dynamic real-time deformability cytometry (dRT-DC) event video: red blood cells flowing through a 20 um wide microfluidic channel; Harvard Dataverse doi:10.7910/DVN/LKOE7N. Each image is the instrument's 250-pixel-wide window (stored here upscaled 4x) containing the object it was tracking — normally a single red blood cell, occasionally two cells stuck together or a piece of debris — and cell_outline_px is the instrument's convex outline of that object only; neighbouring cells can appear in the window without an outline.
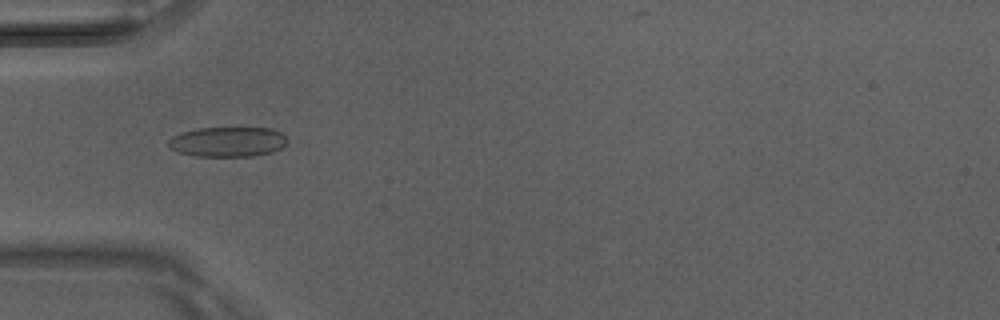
{"species": "Egyptian fruit bat (a non-hibernating species)", "species_latin": "Rousettus aegyptiacus", "temperature_condition": "room temperature", "stored_images_in_passage": 36, "camera_frame_rate_fps": 3000, "um_per_image_px": 0.085, "animal": {"sex": "male"}, "frame": {"image": 1, "passage_image": 16, "time_ms": 5.0, "image_size_px": [1000, 320], "cell_outline_px": [[288, 140], [280, 148], [272, 152], [252, 156], [196, 156], [176, 152], [168, 144], [168, 140], [172, 136], [184, 132], [200, 128], [272, 128], [280, 132]], "centroid_in_image_um": [19.35, 12.05], "position_along_channel_um": 65.6, "area_um2": 20.58}}